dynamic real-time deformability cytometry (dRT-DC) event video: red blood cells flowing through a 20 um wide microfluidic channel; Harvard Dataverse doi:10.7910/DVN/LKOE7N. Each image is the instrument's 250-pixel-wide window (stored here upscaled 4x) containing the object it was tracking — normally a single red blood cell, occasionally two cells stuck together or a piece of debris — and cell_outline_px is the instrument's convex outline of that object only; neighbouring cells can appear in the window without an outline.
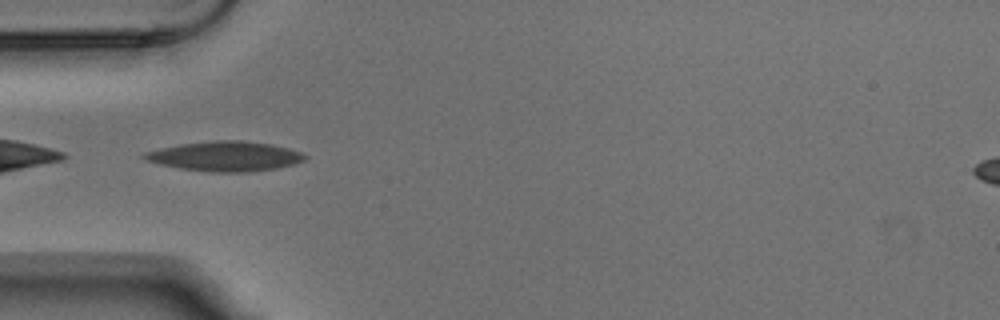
{"species": "Egyptian fruit bat (a non-hibernating species)", "species_latin": "Rousettus aegyptiacus", "temperature_condition": "warm", "stored_images_in_passage": 5, "camera_frame_rate_fps": 3000, "um_per_image_px": 0.085, "animal": {"sex": "male"}, "frame": {"image": 1, "passage_image": 4, "time_ms": 1.0, "image_size_px": [1000, 320], "cell_outline_px": [[308, 156], [304, 160], [292, 164], [276, 168], [248, 172], [208, 172], [180, 168], [160, 164], [144, 160], [140, 156], [144, 152], [160, 148], [180, 144], [216, 140], [240, 140], [272, 144], [288, 148], [300, 152]], "centroid_in_image_um": [19.1, 13.28], "position_along_channel_um": 65.9, "area_um2": 27.86}}